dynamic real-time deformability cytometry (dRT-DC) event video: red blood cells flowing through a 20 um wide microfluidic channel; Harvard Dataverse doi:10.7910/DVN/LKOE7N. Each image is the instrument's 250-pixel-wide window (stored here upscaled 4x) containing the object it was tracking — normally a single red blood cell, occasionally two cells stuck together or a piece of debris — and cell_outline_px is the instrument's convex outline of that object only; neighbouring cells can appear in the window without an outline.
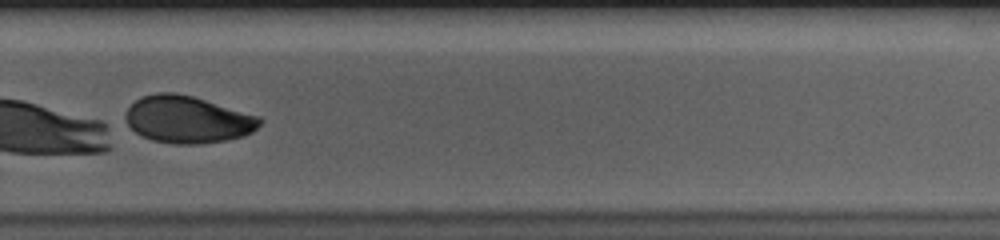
{"species": "human", "species_latin": "Homo sapiens", "temperature_condition": "cold", "stored_images_in_passage": 42, "camera_frame_rate_fps": 3000, "um_per_image_px": 0.085, "donor": {"sex": "male"}, "frame": {"image": 1, "passage_image": 40, "time_ms": 13.0, "image_size_px": [1000, 240], "cell_outline_px": [[264, 120], [252, 132], [244, 136], [224, 140], [200, 144], [172, 144], [152, 140], [140, 136], [124, 124], [124, 112], [136, 100], [144, 96], [156, 92], [172, 92], [192, 96], [260, 116]], "centroid_in_image_um": [15.9, 10.16], "position_along_channel_um": 313.9, "area_um2": 37.17}}